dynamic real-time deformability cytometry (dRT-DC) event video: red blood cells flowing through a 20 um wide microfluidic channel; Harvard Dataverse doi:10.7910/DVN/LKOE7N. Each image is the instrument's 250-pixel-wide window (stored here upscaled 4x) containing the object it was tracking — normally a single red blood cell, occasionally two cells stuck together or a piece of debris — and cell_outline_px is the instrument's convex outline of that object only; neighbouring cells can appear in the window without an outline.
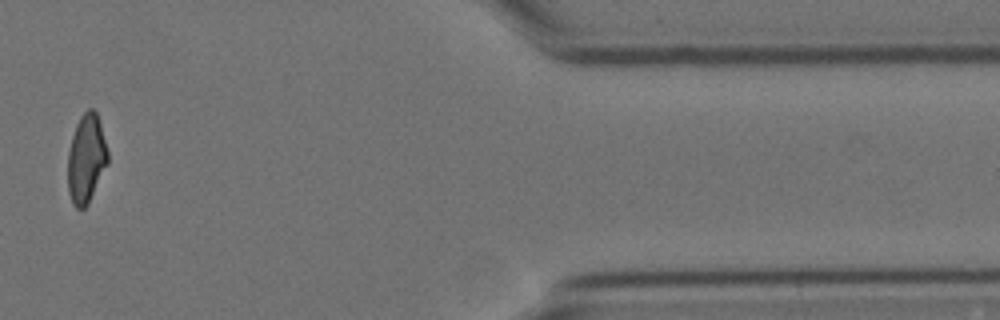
{"species": "Egyptian fruit bat (a non-hibernating species)", "species_latin": "Rousettus aegyptiacus", "temperature_condition": "cold", "stored_images_in_passage": 15, "camera_frame_rate_fps": 3000, "um_per_image_px": 0.085, "animal": {"sex": "female"}, "frame": {"image": 1, "passage_image": 13, "time_ms": 16.667, "image_size_px": [1000, 320], "cell_outline_px": [[108, 164], [88, 204], [84, 208], [76, 208], [72, 204], [68, 192], [68, 152], [72, 136], [76, 124], [80, 116], [88, 108], [92, 108], [96, 112], [100, 124], [108, 152]], "centroid_in_image_um": [7.33, 13.5], "position_along_channel_um": 404.1, "area_um2": 20.69}, "authors_computed_cell_mechanics": {"area_um2": 23.3512, "velocity_mm_per_s": 3.5228, "shape_relaxation_time_tau1_ms": 7.693, "shape_relaxation_time_tau2_ms": 2.4424, "deformation_change_tau1": 0.2062, "deformation_change_tau2": 0.1173}}